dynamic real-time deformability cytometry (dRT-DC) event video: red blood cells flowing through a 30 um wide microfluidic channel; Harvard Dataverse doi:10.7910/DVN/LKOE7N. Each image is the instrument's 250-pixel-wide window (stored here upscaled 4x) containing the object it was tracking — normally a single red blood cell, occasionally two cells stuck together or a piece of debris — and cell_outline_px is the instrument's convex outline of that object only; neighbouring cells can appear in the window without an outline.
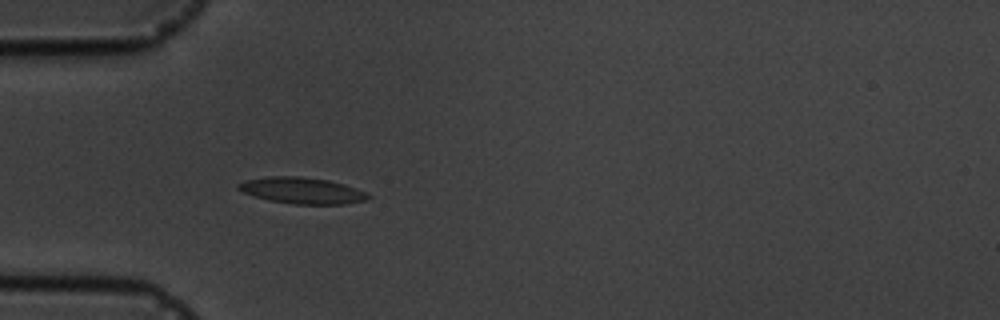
{"species": "common noctule bat (a hibernating species)", "species_latin": "Nyctalus noctula", "temperature_condition": "cold", "stored_images_in_passage": 5, "camera_frame_rate_fps": 3000, "um_per_image_px": 0.085, "animal": {"sex": "male", "body_mass_g": 19.5, "forearm_length_mm": 54.6}, "frame": {"image": 1, "passage_image": 5, "time_ms": 4.333, "image_size_px": [1000, 320], "cell_outline_px": [[372, 196], [368, 200], [348, 204], [292, 204], [268, 200], [244, 192], [236, 188], [236, 184], [244, 180], [264, 176], [300, 176], [328, 180], [344, 184], [356, 188]], "centroid_in_image_um": [25.67, 16.19], "position_along_channel_um": 59.3, "area_um2": 20.06}}